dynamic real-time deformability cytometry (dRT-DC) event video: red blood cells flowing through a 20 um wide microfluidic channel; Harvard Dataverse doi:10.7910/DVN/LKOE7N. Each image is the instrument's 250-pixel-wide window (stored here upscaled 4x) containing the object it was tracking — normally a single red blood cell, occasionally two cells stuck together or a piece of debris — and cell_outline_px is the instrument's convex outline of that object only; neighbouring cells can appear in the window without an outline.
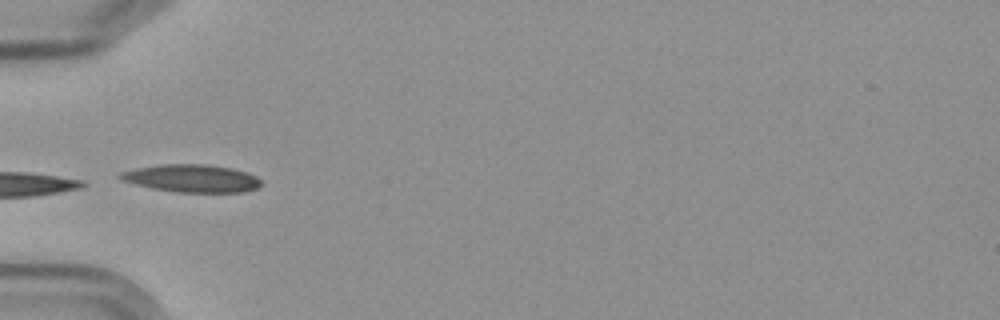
{"species": "Egyptian fruit bat (a non-hibernating species)", "species_latin": "Rousettus aegyptiacus", "temperature_condition": "cold", "stored_images_in_passage": 6, "camera_frame_rate_fps": 3000, "um_per_image_px": 0.085, "frame": {"image": 1, "passage_image": 3, "time_ms": 2.333, "image_size_px": [1000, 320], "cell_outline_px": [[260, 184], [256, 188], [244, 192], [176, 192], [152, 188], [120, 180], [116, 176], [120, 172], [136, 168], [160, 164], [208, 164], [232, 168], [256, 176], [260, 180]], "centroid_in_image_um": [16.25, 15.15], "position_along_channel_um": 68.7, "area_um2": 22.72}}
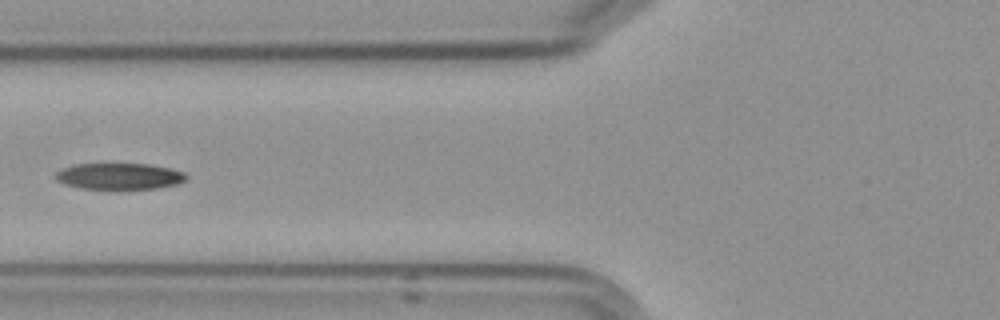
{"frame": {"image": 2, "passage_image": 4, "time_ms": 3.667, "image_size_px": [1000, 320], "cell_outline_px": [[188, 176], [184, 180], [176, 184], [156, 188], [116, 192], [80, 188], [64, 184], [56, 180], [52, 176], [56, 172], [64, 168], [76, 164], [148, 164], [168, 168], [184, 172]], "centroid_in_image_um": [10.09, 15.03], "position_along_channel_um": 115.7, "area_um2": 20.81}}